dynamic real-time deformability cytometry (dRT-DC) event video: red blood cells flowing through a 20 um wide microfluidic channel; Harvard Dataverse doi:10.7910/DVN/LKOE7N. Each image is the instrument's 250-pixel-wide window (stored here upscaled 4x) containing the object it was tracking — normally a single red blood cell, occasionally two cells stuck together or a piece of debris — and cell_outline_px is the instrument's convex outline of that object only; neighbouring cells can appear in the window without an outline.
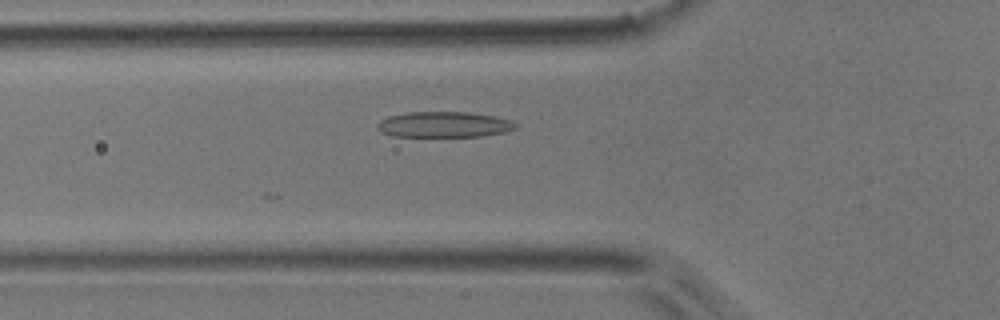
{"species": "common noctule bat (a hibernating species)", "species_latin": "Nyctalus noctula", "temperature_condition": "room temperature", "stored_images_in_passage": 9, "camera_frame_rate_fps": 3000, "um_per_image_px": 0.085, "animal": {"sex": "male", "body_mass_g": 17.9}, "frame": {"image": 1, "passage_image": 7, "time_ms": 2.0, "image_size_px": [1000, 320], "cell_outline_px": [[520, 124], [516, 128], [504, 132], [480, 136], [392, 136], [380, 132], [376, 128], [376, 124], [380, 120], [388, 116], [408, 112], [468, 112], [492, 116], [508, 120]], "centroid_in_image_um": [37.69, 10.58], "position_along_channel_um": 88.1, "area_um2": 20.63}}